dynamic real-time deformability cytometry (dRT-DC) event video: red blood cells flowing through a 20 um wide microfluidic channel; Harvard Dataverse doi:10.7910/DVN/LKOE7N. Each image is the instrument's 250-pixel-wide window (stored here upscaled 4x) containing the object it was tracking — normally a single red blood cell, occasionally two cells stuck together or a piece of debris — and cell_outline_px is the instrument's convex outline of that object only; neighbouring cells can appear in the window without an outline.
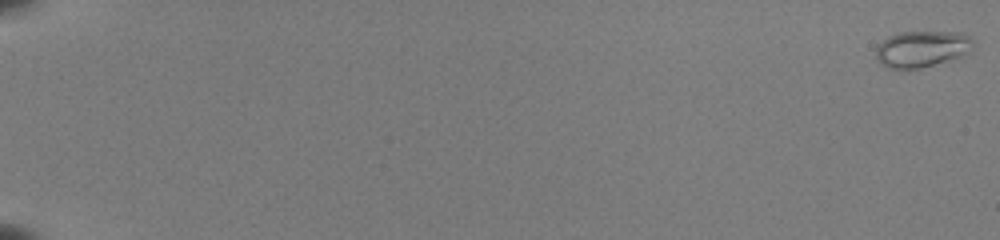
{"species": "common noctule bat (a hibernating species)", "species_latin": "Nyctalus noctula", "temperature_condition": "room temperature", "stored_images_in_passage": 54, "camera_frame_rate_fps": 3000, "um_per_image_px": 0.085, "animal": {"sex": "female", "body_mass_g": 22.0, "forearm_length_mm": 56.7}, "frame": {"image": 1, "passage_image": 1, "time_ms": 0.0, "image_size_px": [1000, 240], "cell_outline_px": [[972, 48], [968, 52], [960, 56], [920, 68], [888, 68], [876, 60], [876, 48], [888, 36], [896, 32], [960, 32], [968, 36], [972, 40]], "centroid_in_image_um": [78.32, 4.14], "position_along_channel_um": 6.7, "area_um2": 20.29}}
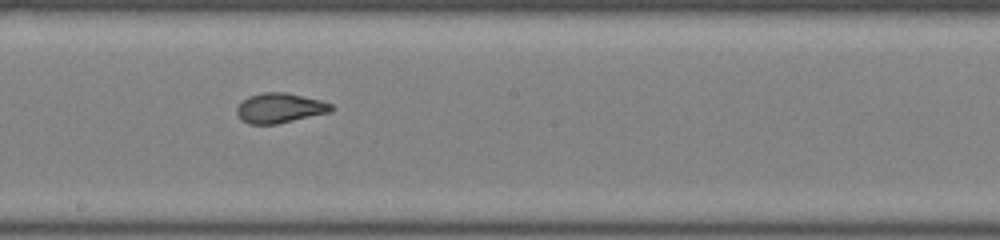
{"frame": {"image": 2, "passage_image": 34, "time_ms": 11.0, "image_size_px": [1000, 240], "cell_outline_px": [[332, 112], [276, 124], [248, 124], [240, 120], [236, 112], [236, 108], [248, 96], [264, 92], [284, 92], [320, 100], [332, 104]], "centroid_in_image_um": [23.76, 9.19], "position_along_channel_um": 224.4, "area_um2": 16.42}}
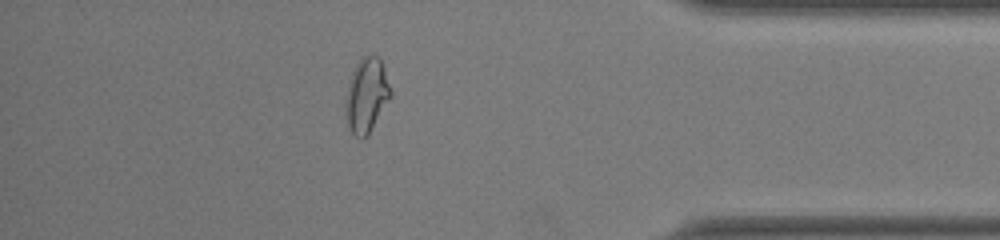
{"frame": {"image": 3, "passage_image": 49, "time_ms": 16.0, "image_size_px": [1000, 240], "cell_outline_px": [[392, 96], [368, 136], [356, 136], [352, 132], [348, 124], [344, 96], [352, 72], [360, 56], [376, 56], [380, 60], [384, 68], [392, 92]], "centroid_in_image_um": [31.16, 8.08], "position_along_channel_um": 404.0, "area_um2": 19.48}, "authors_computed_cell_mechanics": {"area_um2": 17.5712, "velocity_mm_per_s": 4.0093, "shape_relaxation_time_tau1_ms": 7.8715, "shape_relaxation_time_tau2_ms": null, "deformation_change_tau1": 0.2015, "deformation_change_tau2": null}}